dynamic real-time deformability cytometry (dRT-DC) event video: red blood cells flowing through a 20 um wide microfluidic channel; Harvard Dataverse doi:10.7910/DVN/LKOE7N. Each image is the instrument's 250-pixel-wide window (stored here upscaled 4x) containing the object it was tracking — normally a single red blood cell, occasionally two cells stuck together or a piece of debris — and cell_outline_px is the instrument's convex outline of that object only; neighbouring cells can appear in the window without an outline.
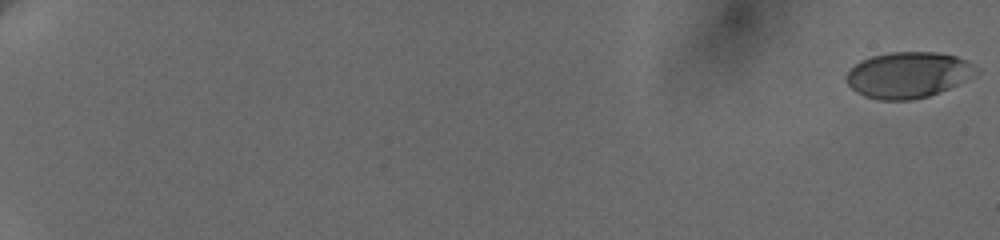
{"species": "human", "species_latin": "Homo sapiens", "temperature_condition": "cold", "stored_images_in_passage": 44, "camera_frame_rate_fps": 3000, "um_per_image_px": 0.085, "donor": {"sex": "female"}, "frame": {"image": 1, "passage_image": 1, "time_ms": 0.0, "image_size_px": [1000, 240], "cell_outline_px": [[980, 72], [940, 92], [928, 96], [912, 100], [880, 100], [864, 96], [856, 92], [844, 80], [844, 76], [860, 60], [872, 56], [892, 52], [936, 52], [956, 56], [972, 64]], "centroid_in_image_um": [77.15, 6.37], "position_along_channel_um": 7.9, "area_um2": 34.62}}
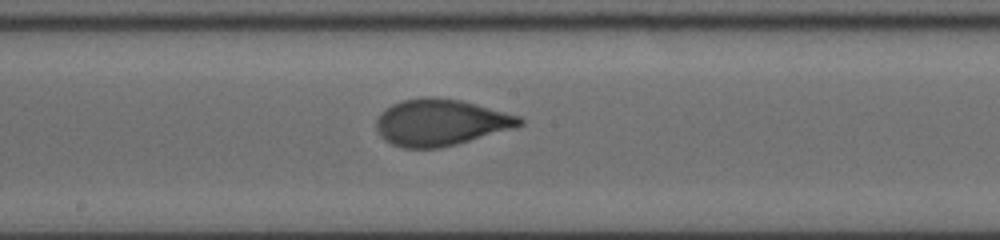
{"frame": {"image": 2, "passage_image": 25, "time_ms": 12.0, "image_size_px": [1000, 240], "cell_outline_px": [[524, 124], [512, 128], [456, 144], [440, 148], [400, 148], [384, 140], [380, 136], [376, 128], [376, 120], [380, 112], [392, 104], [404, 100], [424, 96], [432, 96], [460, 100], [476, 104], [520, 116], [524, 120]], "centroid_in_image_um": [37.41, 10.4], "position_along_channel_um": 210.8, "area_um2": 38.78}}
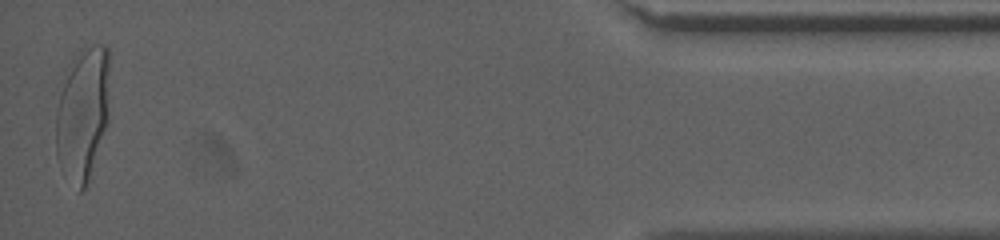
{"frame": {"image": 3, "passage_image": 44, "time_ms": 19.667, "image_size_px": [1000, 240], "cell_outline_px": [[108, 68], [104, 128], [88, 180], [84, 188], [80, 192], [56, 156], [56, 108], [64, 68], [68, 64], [88, 48], [100, 44], [104, 44], [108, 48]], "centroid_in_image_um": [6.96, 9.58], "position_along_channel_um": 428.2, "area_um2": 39.94}, "authors_computed_cell_mechanics": {"area_um2": 37.7723, "velocity_mm_per_s": 3.6626, "shape_relaxation_time_tau1_ms": 3.8571, "shape_relaxation_time_tau2_ms": null, "deformation_change_tau1": 0.1911, "deformation_change_tau2": null}}